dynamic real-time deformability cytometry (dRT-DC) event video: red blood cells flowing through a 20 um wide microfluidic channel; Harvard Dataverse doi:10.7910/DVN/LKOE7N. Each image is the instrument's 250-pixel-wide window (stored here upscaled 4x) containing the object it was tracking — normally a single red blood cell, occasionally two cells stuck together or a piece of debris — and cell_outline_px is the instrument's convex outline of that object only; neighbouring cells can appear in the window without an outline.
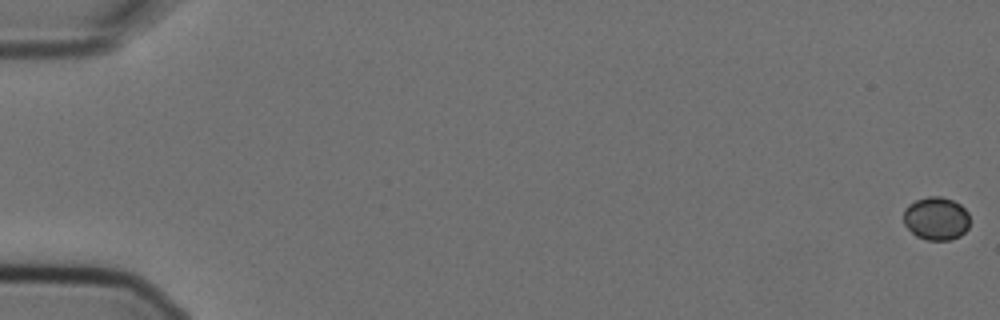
{"species": "Egyptian fruit bat (a non-hibernating species)", "species_latin": "Rousettus aegyptiacus", "temperature_condition": "cold", "stored_images_in_passage": 7, "camera_frame_rate_fps": 3000, "um_per_image_px": 0.085, "animal": {"sex": "female"}, "frame": {"image": 1, "passage_image": 1, "time_ms": 0.0, "image_size_px": [1000, 320], "cell_outline_px": [[968, 228], [960, 236], [948, 240], [928, 240], [916, 236], [904, 224], [904, 208], [908, 204], [916, 200], [928, 196], [940, 196], [952, 200], [960, 204], [968, 212]], "centroid_in_image_um": [79.56, 18.56], "position_along_channel_um": 5.4, "area_um2": 16.65}}
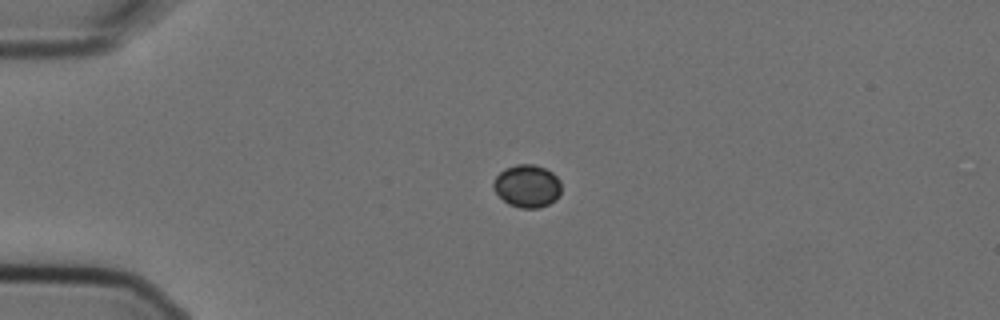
{"frame": {"image": 2, "passage_image": 5, "time_ms": 1.333, "image_size_px": [1000, 320], "cell_outline_px": [[560, 192], [556, 200], [540, 208], [520, 208], [508, 204], [492, 188], [492, 184], [496, 176], [504, 168], [516, 164], [532, 164], [544, 168], [552, 172], [560, 180]], "centroid_in_image_um": [44.8, 15.81], "position_along_channel_um": 40.2, "area_um2": 16.94}}
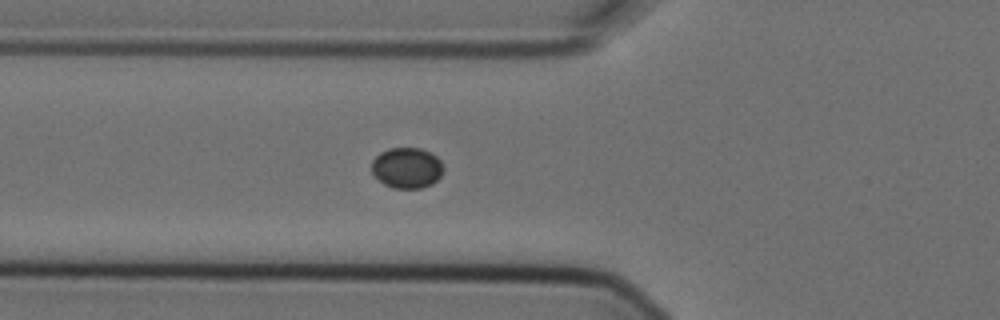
{"frame": {"image": 3, "passage_image": 7, "time_ms": 2.0, "image_size_px": [1000, 320], "cell_outline_px": [[444, 168], [440, 176], [432, 184], [420, 188], [392, 188], [384, 184], [372, 172], [372, 160], [380, 152], [388, 148], [420, 148], [436, 156], [440, 160]], "centroid_in_image_um": [34.58, 14.26], "position_along_channel_um": 91.2, "area_um2": 16.94}}